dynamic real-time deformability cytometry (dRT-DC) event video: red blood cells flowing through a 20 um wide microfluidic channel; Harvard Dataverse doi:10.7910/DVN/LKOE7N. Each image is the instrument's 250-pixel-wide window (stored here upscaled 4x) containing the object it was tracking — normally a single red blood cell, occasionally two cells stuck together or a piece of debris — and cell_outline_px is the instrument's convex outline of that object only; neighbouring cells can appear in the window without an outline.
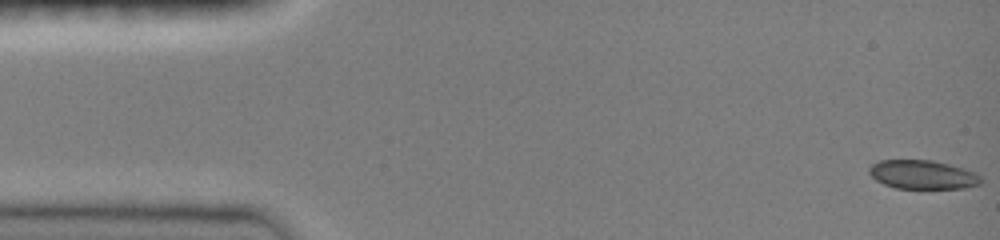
{"species": "common noctule bat (a hibernating species)", "species_latin": "Nyctalus noctula", "temperature_condition": "room temperature", "stored_images_in_passage": 47, "camera_frame_rate_fps": 3000, "um_per_image_px": 0.085, "animal": {"sex": "female", "body_mass_g": 19.0, "forearm_length_mm": 51.5}, "frame": {"image": 1, "passage_image": 1, "time_ms": 0.0, "image_size_px": [1000, 240], "cell_outline_px": [[980, 184], [964, 188], [896, 188], [884, 184], [876, 180], [868, 172], [868, 168], [872, 164], [880, 160], [932, 160], [964, 168], [980, 176]], "centroid_in_image_um": [78.39, 14.84], "position_along_channel_um": 6.6, "area_um2": 18.61}}
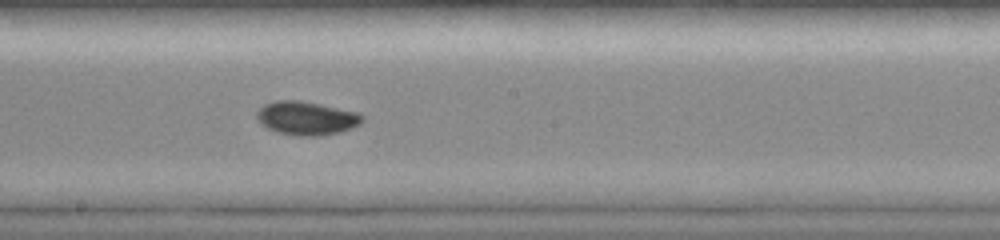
{"frame": {"image": 2, "passage_image": 26, "time_ms": 8.333, "image_size_px": [1000, 240], "cell_outline_px": [[364, 120], [360, 124], [352, 128], [340, 132], [316, 136], [300, 136], [280, 132], [268, 128], [260, 124], [256, 116], [256, 112], [264, 104], [276, 100], [300, 100], [360, 112], [364, 116]], "centroid_in_image_um": [26.08, 10.03], "position_along_channel_um": 222.1, "area_um2": 20.75}}
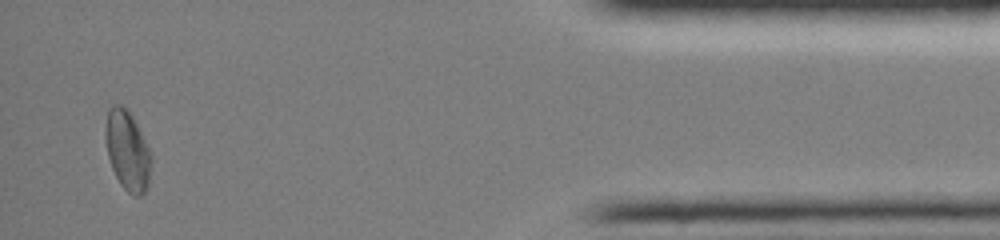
{"frame": {"image": 3, "passage_image": 45, "time_ms": 14.667, "image_size_px": [1000, 240], "cell_outline_px": [[152, 164], [148, 184], [144, 192], [140, 196], [136, 196], [128, 192], [120, 184], [112, 168], [108, 156], [104, 136], [104, 132], [108, 108], [112, 104], [120, 104], [128, 108], [152, 156]], "centroid_in_image_um": [10.82, 12.77], "position_along_channel_um": 424.4, "area_um2": 21.33}, "authors_computed_cell_mechanics": {"area_um2": 19.2474, "velocity_mm_per_s": 4.0766, "shape_relaxation_time_tau1_ms": 5.863, "shape_relaxation_time_tau2_ms": null, "deformation_change_tau1": 0.1192, "deformation_change_tau2": null}}